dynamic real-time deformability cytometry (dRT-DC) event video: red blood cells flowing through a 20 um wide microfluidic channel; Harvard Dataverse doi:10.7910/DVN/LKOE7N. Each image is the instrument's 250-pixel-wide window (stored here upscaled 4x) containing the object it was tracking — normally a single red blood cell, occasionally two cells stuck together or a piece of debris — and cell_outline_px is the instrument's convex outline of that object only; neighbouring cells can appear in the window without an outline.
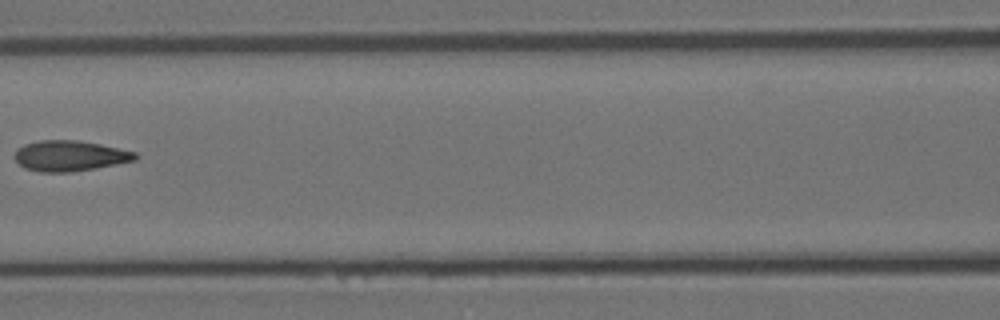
{"species": "Egyptian fruit bat (a non-hibernating species)", "species_latin": "Rousettus aegyptiacus", "temperature_condition": "room temperature", "stored_images_in_passage": 8, "camera_frame_rate_fps": 3000, "um_per_image_px": 0.085, "animal": {"sex": "female"}, "frame": {"image": 1, "passage_image": 7, "time_ms": 2.0, "image_size_px": [1000, 320], "cell_outline_px": [[140, 156], [136, 160], [96, 168], [72, 172], [40, 172], [24, 168], [16, 160], [16, 148], [24, 144], [40, 140], [76, 140], [100, 144], [136, 152]], "centroid_in_image_um": [5.95, 13.25], "position_along_channel_um": 160.7, "area_um2": 21.5}}
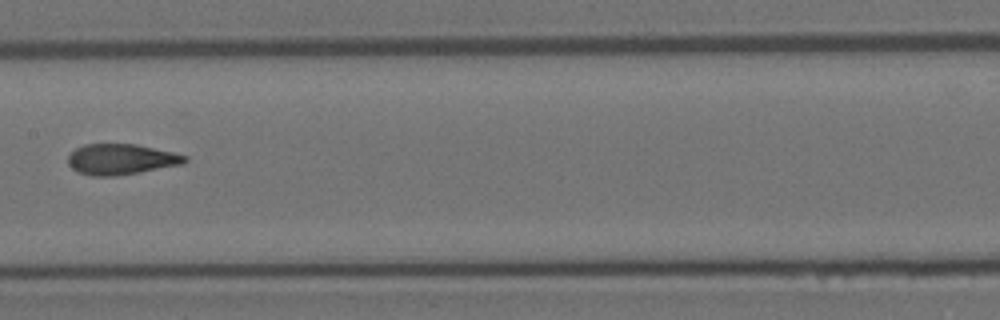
{"frame": {"image": 2, "passage_image": 8, "time_ms": 2.333, "image_size_px": [1000, 320], "cell_outline_px": [[188, 160], [180, 164], [116, 176], [92, 176], [76, 172], [68, 164], [68, 156], [76, 148], [84, 144], [136, 144], [172, 152], [188, 156]], "centroid_in_image_um": [10.24, 13.54], "position_along_channel_um": 197.2, "area_um2": 20.69}}